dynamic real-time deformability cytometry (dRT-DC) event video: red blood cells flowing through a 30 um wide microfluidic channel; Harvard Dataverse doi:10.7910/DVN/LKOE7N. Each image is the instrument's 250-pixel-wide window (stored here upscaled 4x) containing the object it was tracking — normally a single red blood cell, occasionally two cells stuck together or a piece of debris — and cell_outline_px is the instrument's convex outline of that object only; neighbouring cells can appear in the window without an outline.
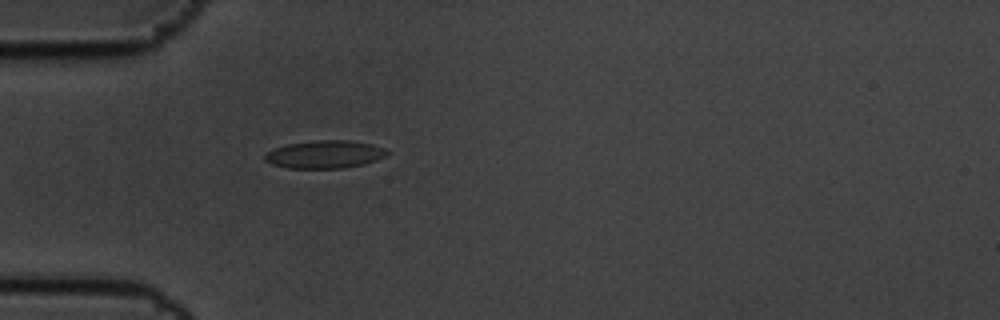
{"species": "common noctule bat (a hibernating species)", "species_latin": "Nyctalus noctula", "temperature_condition": "cold", "stored_images_in_passage": 1, "camera_frame_rate_fps": 3000, "um_per_image_px": 0.085, "animal": {"sex": "male", "body_mass_g": 19.5, "forearm_length_mm": 54.6}, "frame": {"image": 1, "passage_image": 1, "time_ms": 0.0, "image_size_px": [1000, 320], "cell_outline_px": [[388, 152], [384, 156], [376, 160], [364, 164], [344, 168], [288, 168], [272, 164], [264, 160], [264, 156], [268, 152], [276, 148], [288, 144], [312, 140], [348, 140], [372, 144], [384, 148]], "centroid_in_image_um": [27.6, 13.12], "position_along_channel_um": 57.4, "area_um2": 19.71}}